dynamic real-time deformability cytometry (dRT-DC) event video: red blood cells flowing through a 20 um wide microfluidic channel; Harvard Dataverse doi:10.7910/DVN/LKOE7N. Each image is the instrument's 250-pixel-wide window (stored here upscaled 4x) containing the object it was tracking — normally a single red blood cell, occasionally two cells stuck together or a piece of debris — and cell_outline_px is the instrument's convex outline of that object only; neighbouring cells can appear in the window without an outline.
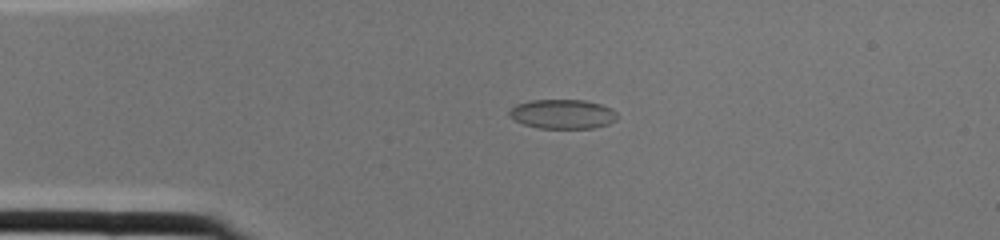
{"species": "common noctule bat (a hibernating species)", "species_latin": "Nyctalus noctula", "temperature_condition": "cold", "stored_images_in_passage": 1, "camera_frame_rate_fps": 3000, "um_per_image_px": 0.085, "animal": {"sex": "female", "body_mass_g": 22.0, "forearm_length_mm": 56.7}, "frame": {"image": 1, "passage_image": 1, "time_ms": 0.0, "image_size_px": [1000, 240], "cell_outline_px": [[616, 120], [608, 124], [592, 128], [540, 128], [524, 124], [508, 116], [508, 112], [516, 104], [528, 100], [584, 100], [600, 104], [612, 108], [616, 112]], "centroid_in_image_um": [47.81, 9.69], "position_along_channel_um": 37.2, "area_um2": 18.44}}